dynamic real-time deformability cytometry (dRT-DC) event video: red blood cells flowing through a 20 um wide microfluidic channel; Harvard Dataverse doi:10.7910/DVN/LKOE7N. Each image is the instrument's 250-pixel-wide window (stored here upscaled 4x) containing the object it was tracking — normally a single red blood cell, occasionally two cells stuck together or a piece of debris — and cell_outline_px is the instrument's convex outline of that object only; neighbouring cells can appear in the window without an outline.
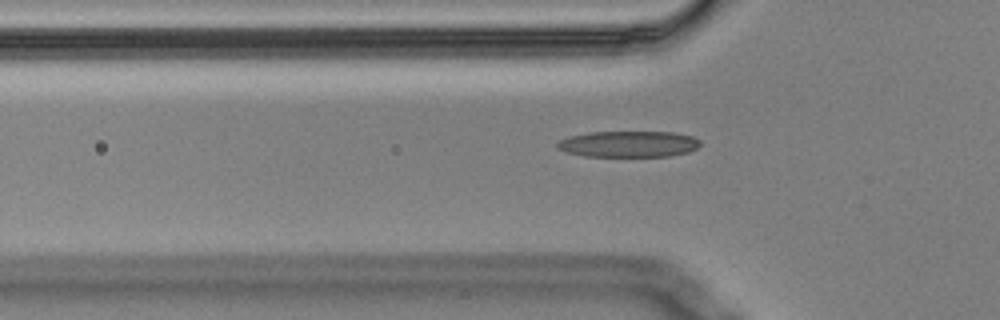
{"species": "Egyptian fruit bat (a non-hibernating species)", "species_latin": "Rousettus aegyptiacus", "temperature_condition": "cold", "stored_images_in_passage": 5, "camera_frame_rate_fps": 3000, "um_per_image_px": 0.085, "animal": {"sex": "male"}, "frame": {"image": 1, "passage_image": 5, "time_ms": 1.333, "image_size_px": [1000, 320], "cell_outline_px": [[700, 144], [696, 148], [688, 152], [668, 156], [584, 156], [564, 152], [556, 148], [556, 144], [560, 140], [568, 136], [592, 132], [676, 132], [692, 136], [700, 140]], "centroid_in_image_um": [53.4, 12.24], "position_along_channel_um": 72.4, "area_um2": 21.85}}